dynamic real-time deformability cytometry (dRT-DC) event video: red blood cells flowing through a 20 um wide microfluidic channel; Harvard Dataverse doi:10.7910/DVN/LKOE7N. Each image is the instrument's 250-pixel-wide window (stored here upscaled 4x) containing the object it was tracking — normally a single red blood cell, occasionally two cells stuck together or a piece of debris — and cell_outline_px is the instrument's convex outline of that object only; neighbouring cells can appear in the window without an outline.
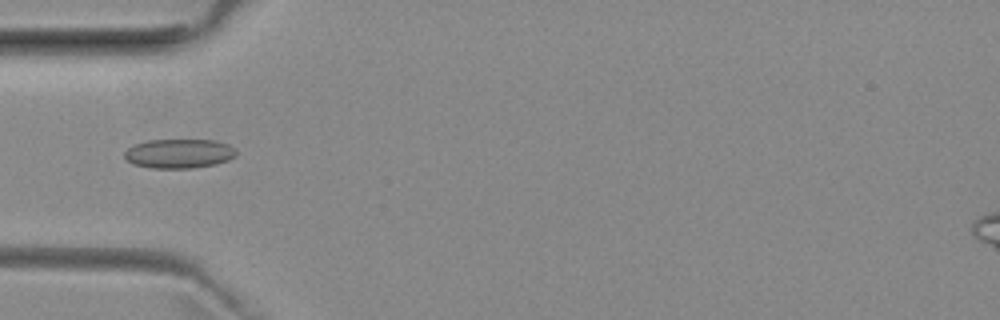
{"species": "common noctule bat (a hibernating species)", "species_latin": "Nyctalus noctula", "temperature_condition": "room temperature", "stored_images_in_passage": 36, "camera_frame_rate_fps": 3000, "um_per_image_px": 0.085, "animal": {"sex": "female", "body_mass_g": 29.2, "forearm_length_mm": 56.3}, "frame": {"image": 1, "passage_image": 1, "time_ms": 0.0, "image_size_px": [1000, 320], "cell_outline_px": [[236, 156], [228, 160], [216, 164], [192, 168], [152, 168], [132, 164], [124, 156], [124, 152], [128, 148], [144, 140], [216, 140], [228, 144], [236, 148]], "centroid_in_image_um": [15.24, 13.05], "position_along_channel_um": 69.8, "area_um2": 19.19}}
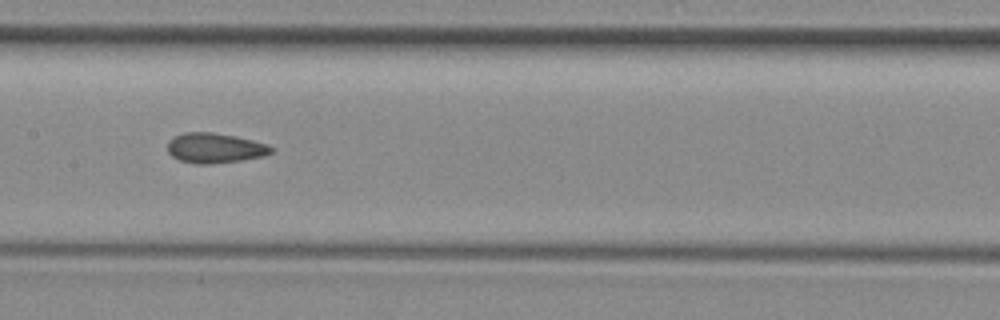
{"frame": {"image": 2, "passage_image": 10, "time_ms": 3.0, "image_size_px": [1000, 320], "cell_outline_px": [[272, 152], [264, 156], [240, 160], [208, 164], [196, 164], [180, 160], [172, 156], [168, 152], [168, 140], [184, 132], [212, 132], [236, 136], [268, 144], [272, 148]], "centroid_in_image_um": [18.25, 12.57], "position_along_channel_um": 189.1, "area_um2": 18.03}}
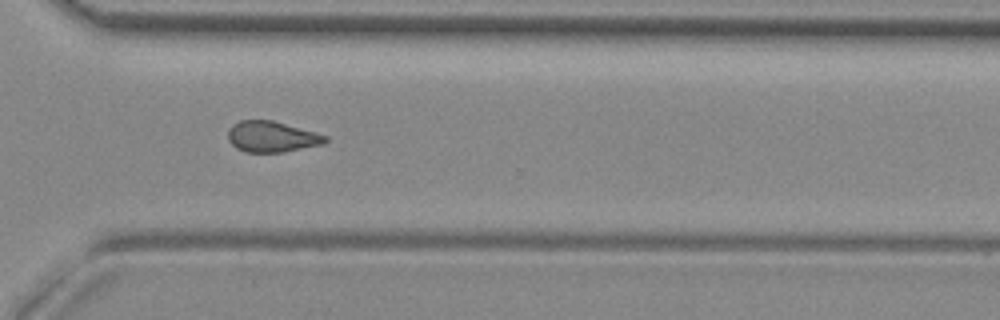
{"frame": {"image": 3, "passage_image": 22, "time_ms": 7.0, "image_size_px": [1000, 320], "cell_outline_px": [[328, 140], [324, 144], [280, 152], [248, 152], [236, 148], [228, 140], [228, 132], [232, 124], [240, 120], [272, 120], [316, 132], [328, 136]], "centroid_in_image_um": [23.11, 11.61], "position_along_channel_um": 347.5, "area_um2": 17.46}}